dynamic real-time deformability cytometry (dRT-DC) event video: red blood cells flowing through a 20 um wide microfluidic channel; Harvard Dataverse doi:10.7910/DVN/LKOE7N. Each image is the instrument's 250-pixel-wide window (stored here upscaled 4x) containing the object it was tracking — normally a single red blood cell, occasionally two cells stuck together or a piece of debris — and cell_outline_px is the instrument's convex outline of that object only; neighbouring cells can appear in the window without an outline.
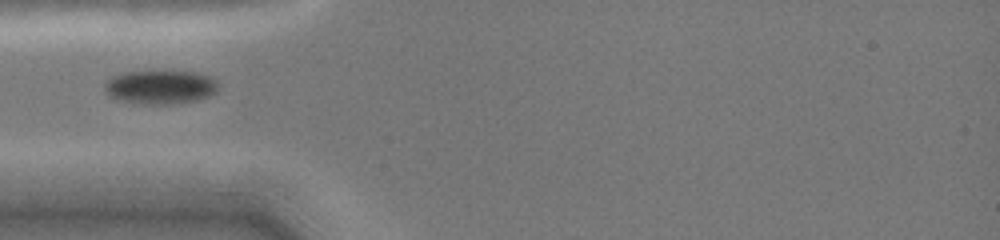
{"species": "common noctule bat (a hibernating species)", "species_latin": "Nyctalus noctula", "temperature_condition": "cold", "stored_images_in_passage": 19, "camera_frame_rate_fps": 3000, "um_per_image_px": 0.085, "animal": {"sex": "female", "body_mass_g": 19.0, "forearm_length_mm": 51.5}, "frame": {"image": 1, "passage_image": 1, "time_ms": 0.0, "image_size_px": [1000, 240], "cell_outline_px": [[216, 92], [208, 96], [196, 100], [172, 104], [144, 104], [116, 100], [108, 96], [104, 92], [104, 84], [112, 76], [124, 72], [196, 72], [208, 76], [216, 80]], "centroid_in_image_um": [13.56, 7.42], "position_along_channel_um": 71.4, "area_um2": 22.25}}
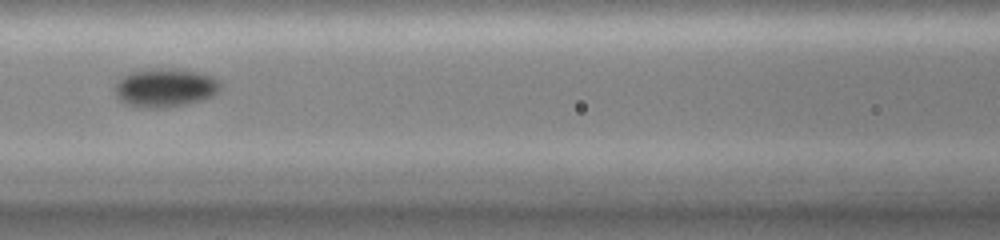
{"frame": {"image": 2, "passage_image": 13, "time_ms": 2.0, "image_size_px": [1000, 240], "cell_outline_px": [[220, 88], [212, 96], [200, 100], [184, 104], [160, 108], [140, 108], [124, 104], [116, 96], [116, 84], [128, 72], [152, 68], [180, 68], [200, 72], [212, 76], [220, 84]], "centroid_in_image_um": [14.01, 7.44], "position_along_channel_um": 152.6, "area_um2": 23.81}}
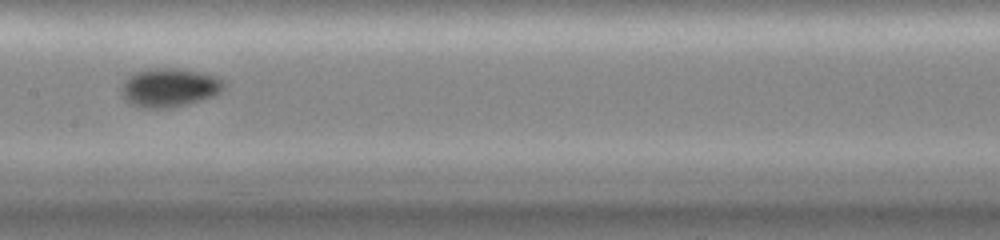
{"frame": {"image": 3, "passage_image": 18, "time_ms": 3.0, "image_size_px": [1000, 240], "cell_outline_px": [[228, 84], [216, 96], [188, 104], [172, 108], [136, 108], [120, 92], [120, 88], [124, 80], [128, 76], [136, 72], [152, 68], [176, 68], [200, 72], [216, 76]], "centroid_in_image_um": [14.42, 7.45], "position_along_channel_um": 193.0, "area_um2": 23.47}}